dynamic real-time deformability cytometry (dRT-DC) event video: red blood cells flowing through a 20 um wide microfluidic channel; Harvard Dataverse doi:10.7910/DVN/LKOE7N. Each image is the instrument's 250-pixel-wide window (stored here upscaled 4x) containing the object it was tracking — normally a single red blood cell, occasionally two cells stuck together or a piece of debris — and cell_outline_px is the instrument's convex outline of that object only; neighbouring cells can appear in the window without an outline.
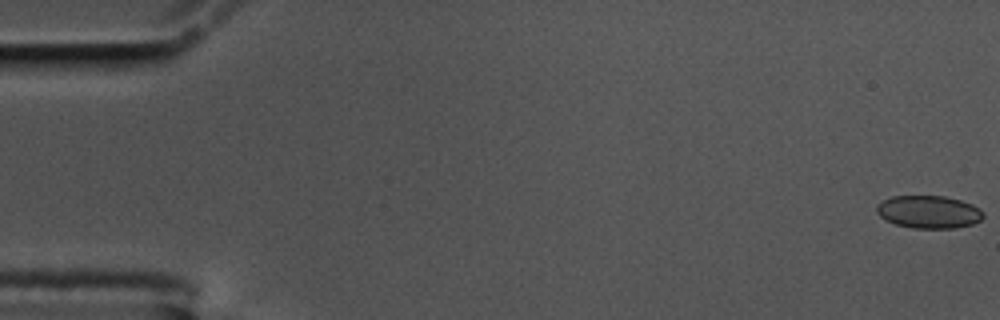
{"species": "common noctule bat (a hibernating species)", "species_latin": "Nyctalus noctula", "temperature_condition": "cold", "stored_images_in_passage": 57, "camera_frame_rate_fps": 3000, "um_per_image_px": 0.085, "animal": {"sex": "male", "body_mass_g": 17.5, "forearm_length_mm": 52.3}, "frame": {"image": 1, "passage_image": 1, "time_ms": 0.0, "image_size_px": [1000, 320], "cell_outline_px": [[984, 216], [980, 220], [972, 224], [956, 228], [912, 228], [896, 224], [880, 216], [876, 212], [876, 204], [892, 196], [944, 196], [960, 200], [972, 204], [980, 208], [984, 212]], "centroid_in_image_um": [78.96, 18.01], "position_along_channel_um": 6.0, "area_um2": 20.35}}
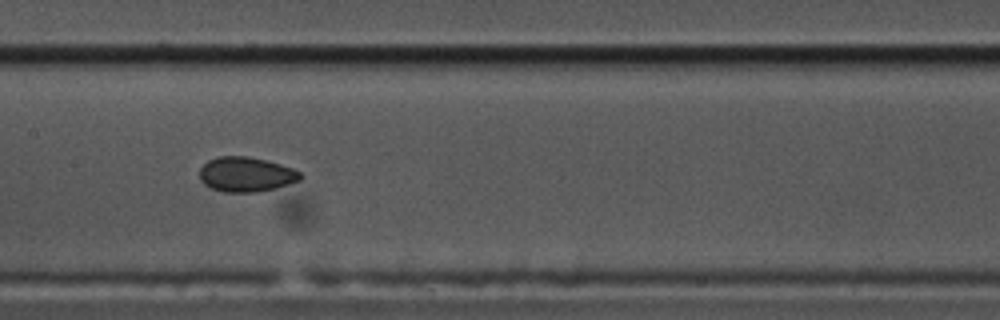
{"frame": {"image": 2, "passage_image": 29, "time_ms": 9.333, "image_size_px": [1000, 320], "cell_outline_px": [[304, 176], [300, 180], [276, 188], [256, 192], [224, 192], [212, 188], [204, 184], [200, 180], [200, 168], [208, 160], [216, 156], [248, 156], [280, 164], [292, 168], [300, 172]], "centroid_in_image_um": [20.91, 14.82], "position_along_channel_um": 186.5, "area_um2": 20.46}}
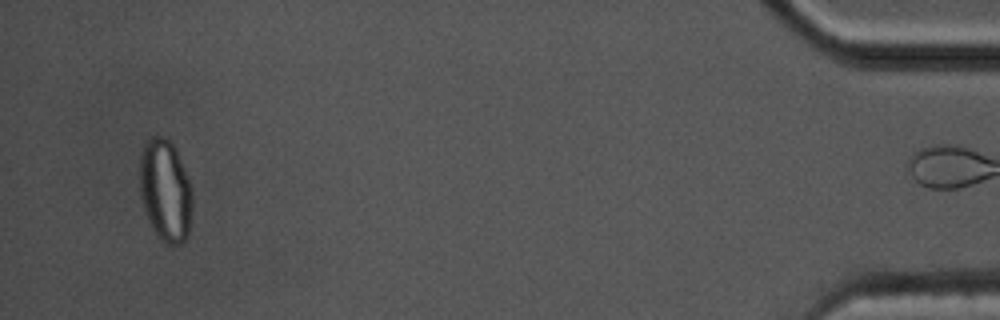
{"frame": {"image": 3, "passage_image": 56, "time_ms": 18.333, "image_size_px": [1000, 320], "cell_outline_px": [[192, 204], [188, 236], [180, 244], [168, 244], [160, 240], [152, 228], [144, 212], [140, 200], [140, 152], [144, 144], [152, 136], [164, 136], [176, 148], [192, 188]], "centroid_in_image_um": [14.04, 16.2], "position_along_channel_um": 421.2, "area_um2": 31.67}, "authors_computed_cell_mechanics": {"area_um2": 20.4612, "velocity_mm_per_s": 3.4891, "shape_relaxation_time_tau1_ms": null, "shape_relaxation_time_tau2_ms": 2.1431, "deformation_change_tau1": null, "deformation_change_tau2": 0.0472}}